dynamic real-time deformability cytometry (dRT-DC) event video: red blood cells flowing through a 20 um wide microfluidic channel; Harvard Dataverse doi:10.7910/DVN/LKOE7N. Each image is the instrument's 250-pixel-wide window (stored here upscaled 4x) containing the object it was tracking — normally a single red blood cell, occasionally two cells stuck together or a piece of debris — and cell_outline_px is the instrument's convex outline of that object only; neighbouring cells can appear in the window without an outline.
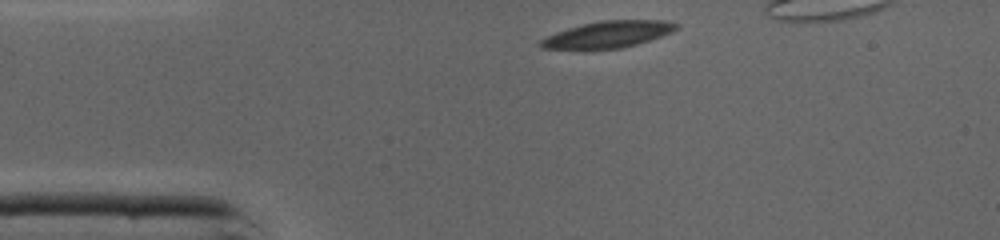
{"species": "common noctule bat (a hibernating species)", "species_latin": "Nyctalus noctula", "temperature_condition": "cold", "stored_images_in_passage": 31, "camera_frame_rate_fps": 3000, "um_per_image_px": 0.085, "animal": {"sex": "male", "body_mass_g": 19.0, "forearm_length_mm": 50.8}, "frame": {"image": 1, "passage_image": 1, "time_ms": 0.0, "image_size_px": [1000, 240], "cell_outline_px": [[676, 28], [672, 32], [636, 44], [620, 48], [540, 48], [540, 40], [556, 32], [568, 28], [584, 24], [604, 20], [664, 20], [676, 24]], "centroid_in_image_um": [51.68, 2.91], "position_along_channel_um": 33.3, "area_um2": 20.29}}
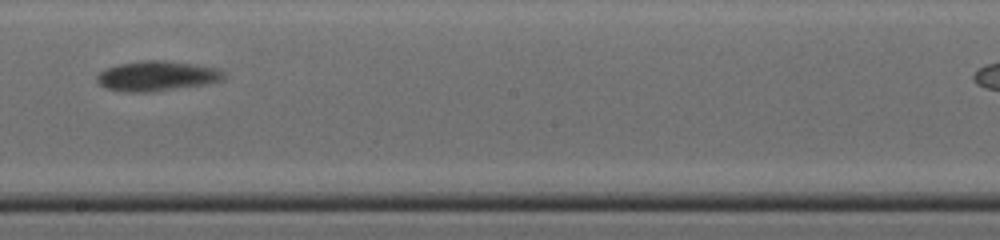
{"frame": {"image": 2, "passage_image": 18, "time_ms": 5.667, "image_size_px": [1000, 240], "cell_outline_px": [[224, 76], [220, 80], [204, 84], [144, 92], [128, 92], [108, 88], [100, 84], [96, 80], [96, 76], [100, 72], [108, 68], [120, 64], [140, 60], [164, 60], [196, 64], [216, 68], [224, 72]], "centroid_in_image_um": [13.32, 6.44], "position_along_channel_um": 234.9, "area_um2": 21.68}}
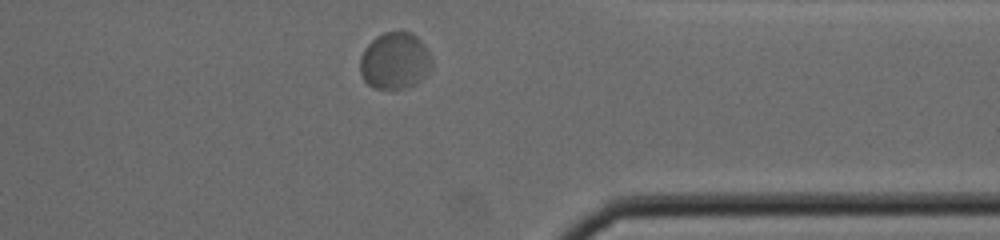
{"frame": {"image": 3, "passage_image": 29, "time_ms": 9.333, "image_size_px": [1000, 240], "cell_outline_px": [[432, 68], [424, 76], [412, 84], [404, 88], [372, 88], [364, 80], [360, 72], [360, 56], [364, 48], [376, 36], [384, 32], [408, 32], [416, 36], [424, 44], [432, 60]], "centroid_in_image_um": [33.54, 5.16], "position_along_channel_um": 377.9, "area_um2": 23.52}}